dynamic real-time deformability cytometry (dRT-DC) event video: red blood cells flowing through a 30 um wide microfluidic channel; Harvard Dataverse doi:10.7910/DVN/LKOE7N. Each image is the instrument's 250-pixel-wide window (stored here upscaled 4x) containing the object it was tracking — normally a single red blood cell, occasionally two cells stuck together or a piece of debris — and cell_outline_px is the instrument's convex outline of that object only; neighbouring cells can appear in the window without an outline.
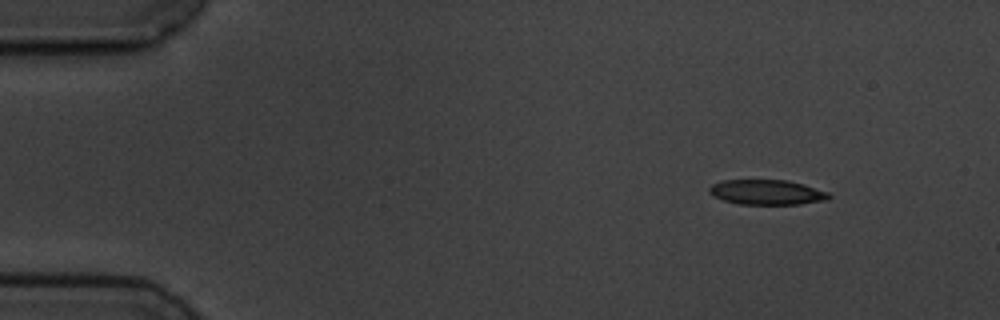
{"species": "common noctule bat (a hibernating species)", "species_latin": "Nyctalus noctula", "temperature_condition": "cold", "stored_images_in_passage": 3, "camera_frame_rate_fps": 3000, "um_per_image_px": 0.085, "animal": {"sex": "male", "body_mass_g": 19.5, "forearm_length_mm": 54.6}, "frame": {"image": 1, "passage_image": 1, "time_ms": 0.0, "image_size_px": [1000, 320], "cell_outline_px": [[832, 196], [828, 200], [800, 204], [740, 204], [724, 200], [708, 192], [708, 188], [712, 184], [724, 180], [788, 180], [804, 184], [828, 192]], "centroid_in_image_um": [65.22, 16.34], "position_along_channel_um": 19.8, "area_um2": 17.4}}
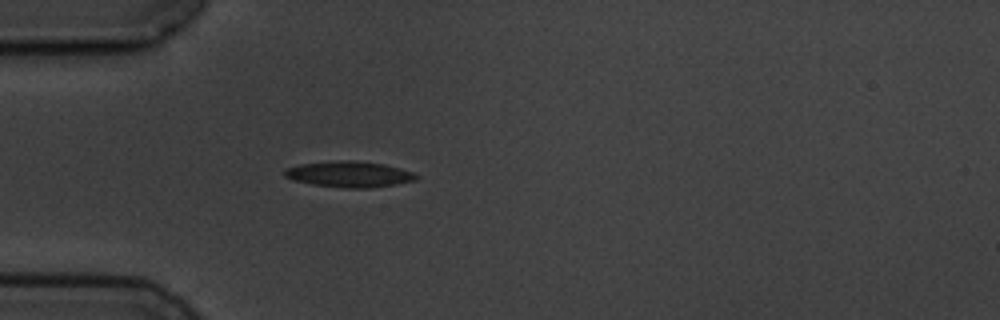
{"frame": {"image": 2, "passage_image": 3, "time_ms": 3.333, "image_size_px": [1000, 320], "cell_outline_px": [[420, 176], [416, 180], [396, 184], [368, 188], [348, 188], [312, 184], [292, 180], [284, 176], [284, 168], [300, 164], [336, 160], [356, 160], [384, 164], [400, 168], [412, 172]], "centroid_in_image_um": [29.67, 14.8], "position_along_channel_um": 55.3, "area_um2": 20.0}}